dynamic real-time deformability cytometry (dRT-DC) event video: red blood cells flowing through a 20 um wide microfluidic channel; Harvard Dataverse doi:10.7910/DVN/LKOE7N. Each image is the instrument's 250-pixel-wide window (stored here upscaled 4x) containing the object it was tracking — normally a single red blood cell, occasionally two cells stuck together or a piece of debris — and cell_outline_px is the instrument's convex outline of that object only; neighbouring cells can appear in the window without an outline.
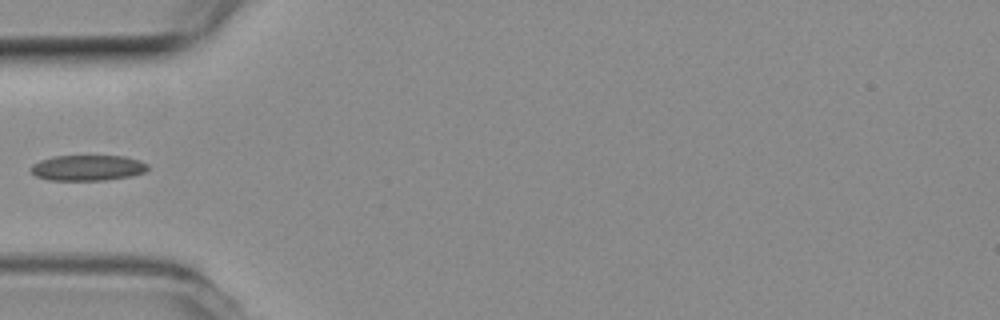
{"species": "common noctule bat (a hibernating species)", "species_latin": "Nyctalus noctula", "temperature_condition": "room temperature", "stored_images_in_passage": 6, "camera_frame_rate_fps": 3000, "um_per_image_px": 0.085, "animal": {"sex": "female", "body_mass_g": 19.3, "forearm_length_mm": 54.1}, "frame": {"image": 1, "passage_image": 4, "time_ms": 1.0, "image_size_px": [1000, 320], "cell_outline_px": [[148, 168], [144, 172], [132, 176], [104, 180], [48, 180], [36, 176], [28, 168], [32, 164], [40, 160], [52, 156], [124, 156], [140, 160], [148, 164]], "centroid_in_image_um": [7.43, 14.26], "position_along_channel_um": 77.6, "area_um2": 17.57}}
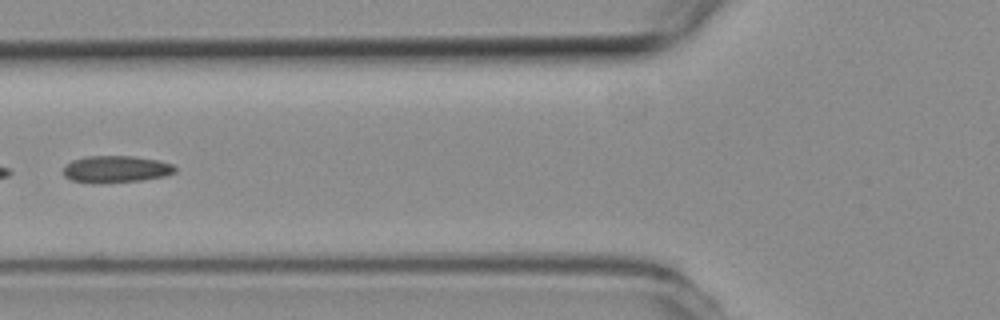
{"frame": {"image": 2, "passage_image": 5, "time_ms": 1.333, "image_size_px": [1000, 320], "cell_outline_px": [[176, 172], [164, 176], [140, 180], [100, 184], [92, 184], [72, 180], [64, 176], [64, 164], [72, 160], [84, 156], [132, 156], [160, 160], [172, 164], [176, 168]], "centroid_in_image_um": [9.82, 14.38], "position_along_channel_um": 116.0, "area_um2": 17.8}}